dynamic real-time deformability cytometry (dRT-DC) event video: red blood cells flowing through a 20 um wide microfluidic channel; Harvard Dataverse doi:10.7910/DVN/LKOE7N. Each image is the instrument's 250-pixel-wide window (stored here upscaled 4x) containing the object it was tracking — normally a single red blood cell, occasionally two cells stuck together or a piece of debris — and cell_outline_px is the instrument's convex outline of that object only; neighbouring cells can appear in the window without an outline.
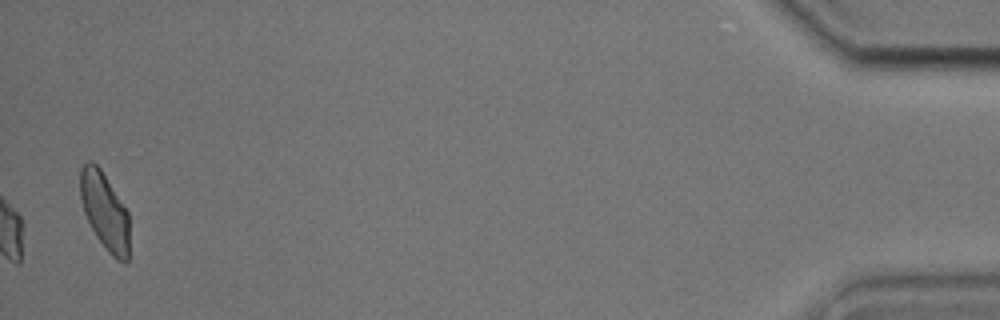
{"species": "common noctule bat (a hibernating species)", "species_latin": "Nyctalus noctula", "temperature_condition": "cold", "stored_images_in_passage": 38, "camera_frame_rate_fps": 3000, "um_per_image_px": 0.085, "animal": {"sex": "male", "body_mass_g": 17.9, "forearm_length_mm": 54.2}, "frame": {"image": 1, "passage_image": 38, "time_ms": 12.333, "image_size_px": [1000, 320], "cell_outline_px": [[128, 260], [124, 264], [116, 260], [108, 252], [96, 236], [84, 212], [80, 200], [80, 168], [88, 160], [92, 160], [100, 168], [128, 212]], "centroid_in_image_um": [8.88, 17.95], "position_along_channel_um": 426.3, "area_um2": 22.02}, "authors_computed_cell_mechanics": {"area_um2": 20.2878, "velocity_mm_per_s": 3.8218, "shape_relaxation_time_tau1_ms": 4.2551, "shape_relaxation_time_tau2_ms": 3.1815, "deformation_change_tau1": 0.1109, "deformation_change_tau2": 0.0857}}